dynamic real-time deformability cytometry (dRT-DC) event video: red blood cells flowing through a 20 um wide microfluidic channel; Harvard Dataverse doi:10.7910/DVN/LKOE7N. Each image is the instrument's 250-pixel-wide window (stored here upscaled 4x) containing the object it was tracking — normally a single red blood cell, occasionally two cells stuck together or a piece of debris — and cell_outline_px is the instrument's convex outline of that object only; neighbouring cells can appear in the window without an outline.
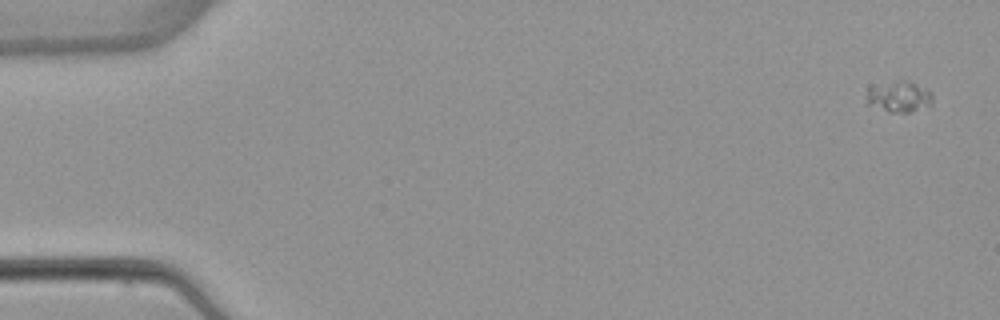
{"species": "common noctule bat (a hibernating species)", "species_latin": "Nyctalus noctula", "temperature_condition": "warm", "stored_images_in_passage": 3, "camera_frame_rate_fps": 3000, "um_per_image_px": 0.085, "animal": {"sex": "female", "body_mass_g": 22.7, "forearm_length_mm": 54.2}, "frame": {"image": 1, "passage_image": 1, "time_ms": 0.0, "image_size_px": [1000, 320], "cell_outline_px": [[932, 104], [912, 112], [888, 112], [864, 104], [864, 100], [868, 88], [904, 80], [908, 80], [928, 88], [932, 92]], "centroid_in_image_um": [76.41, 8.24], "position_along_channel_um": 8.6, "area_um2": 12.14}}